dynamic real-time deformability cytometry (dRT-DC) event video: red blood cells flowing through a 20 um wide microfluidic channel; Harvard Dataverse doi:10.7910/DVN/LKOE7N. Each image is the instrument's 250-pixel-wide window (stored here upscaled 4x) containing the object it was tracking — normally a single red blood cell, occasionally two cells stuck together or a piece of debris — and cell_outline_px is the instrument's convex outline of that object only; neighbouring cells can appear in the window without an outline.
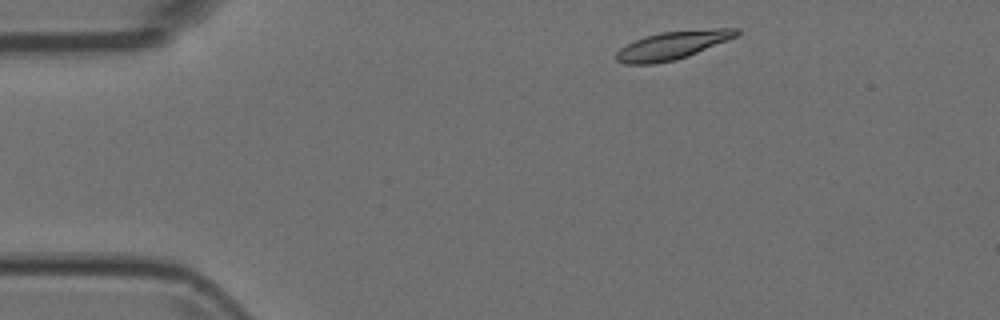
{"species": "Egyptian fruit bat (a non-hibernating species)", "species_latin": "Rousettus aegyptiacus", "temperature_condition": "room temperature", "stored_images_in_passage": 3, "camera_frame_rate_fps": 3000, "um_per_image_px": 0.085, "animal": {"sex": "female"}, "frame": {"image": 1, "passage_image": 1, "time_ms": 0.0, "image_size_px": [1000, 320], "cell_outline_px": [[740, 32], [736, 36], [676, 60], [652, 64], [624, 64], [616, 60], [616, 52], [620, 48], [644, 36], [660, 32], [716, 28], [740, 28]], "centroid_in_image_um": [57.12, 3.84], "position_along_channel_um": 27.9, "area_um2": 19.42}}
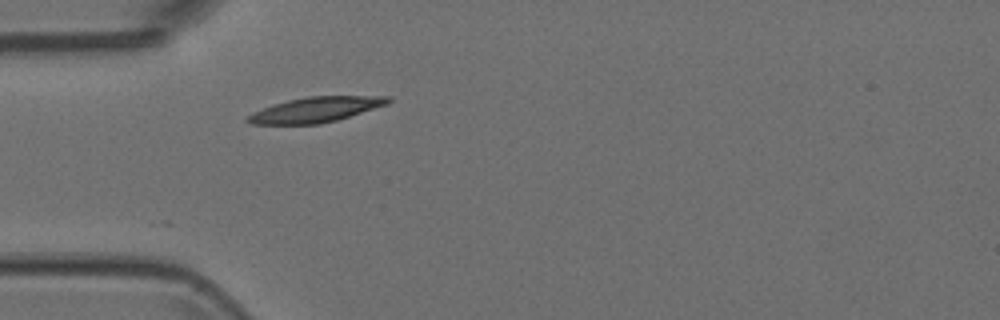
{"frame": {"image": 2, "passage_image": 3, "time_ms": 0.667, "image_size_px": [1000, 320], "cell_outline_px": [[392, 100], [388, 104], [336, 120], [320, 124], [252, 124], [244, 120], [252, 112], [272, 104], [288, 100], [308, 96], [392, 96]], "centroid_in_image_um": [26.82, 9.31], "position_along_channel_um": 58.2, "area_um2": 20.58}}